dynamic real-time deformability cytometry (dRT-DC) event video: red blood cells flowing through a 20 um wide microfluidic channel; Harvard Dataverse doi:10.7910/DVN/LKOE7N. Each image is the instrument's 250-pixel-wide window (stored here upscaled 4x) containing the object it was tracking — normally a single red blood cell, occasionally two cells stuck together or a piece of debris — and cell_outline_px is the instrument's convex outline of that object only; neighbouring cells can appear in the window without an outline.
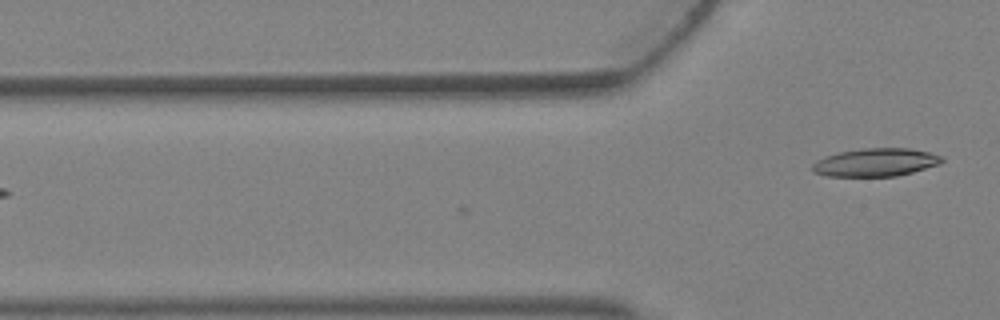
{"species": "Egyptian fruit bat (a non-hibernating species)", "species_latin": "Rousettus aegyptiacus", "temperature_condition": "warm", "stored_images_in_passage": 5, "camera_frame_rate_fps": 3000, "um_per_image_px": 0.085, "animal": {"sex": "female"}, "frame": {"image": 1, "passage_image": 5, "time_ms": 1.333, "image_size_px": [1000, 320], "cell_outline_px": [[944, 160], [940, 164], [912, 172], [896, 176], [828, 176], [816, 172], [812, 168], [812, 164], [816, 160], [824, 156], [840, 152], [864, 148], [908, 148], [928, 152], [940, 156]], "centroid_in_image_um": [74.42, 13.8], "position_along_channel_um": 51.4, "area_um2": 20.98}}